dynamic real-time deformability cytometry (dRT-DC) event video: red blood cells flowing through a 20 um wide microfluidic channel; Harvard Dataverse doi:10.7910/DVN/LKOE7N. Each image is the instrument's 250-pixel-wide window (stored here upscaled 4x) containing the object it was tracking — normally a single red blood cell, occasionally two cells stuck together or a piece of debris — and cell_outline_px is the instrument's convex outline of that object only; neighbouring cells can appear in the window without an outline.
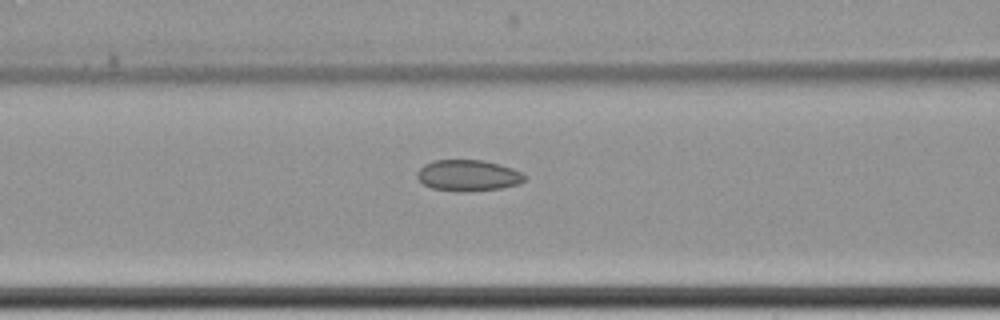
{"species": "common noctule bat (a hibernating species)", "species_latin": "Nyctalus noctula", "temperature_condition": "cold", "stored_images_in_passage": 8, "camera_frame_rate_fps": 3000, "um_per_image_px": 0.085, "animal": {"sex": "female", "body_mass_g": 22.7, "forearm_length_mm": 54.2}, "frame": {"image": 1, "passage_image": 6, "time_ms": 7.0, "image_size_px": [1000, 320], "cell_outline_px": [[524, 180], [520, 184], [500, 188], [432, 188], [424, 184], [416, 176], [416, 172], [424, 164], [432, 160], [484, 160], [500, 164], [512, 168], [520, 172], [524, 176]], "centroid_in_image_um": [39.78, 14.84], "position_along_channel_um": 126.8, "area_um2": 18.5}}